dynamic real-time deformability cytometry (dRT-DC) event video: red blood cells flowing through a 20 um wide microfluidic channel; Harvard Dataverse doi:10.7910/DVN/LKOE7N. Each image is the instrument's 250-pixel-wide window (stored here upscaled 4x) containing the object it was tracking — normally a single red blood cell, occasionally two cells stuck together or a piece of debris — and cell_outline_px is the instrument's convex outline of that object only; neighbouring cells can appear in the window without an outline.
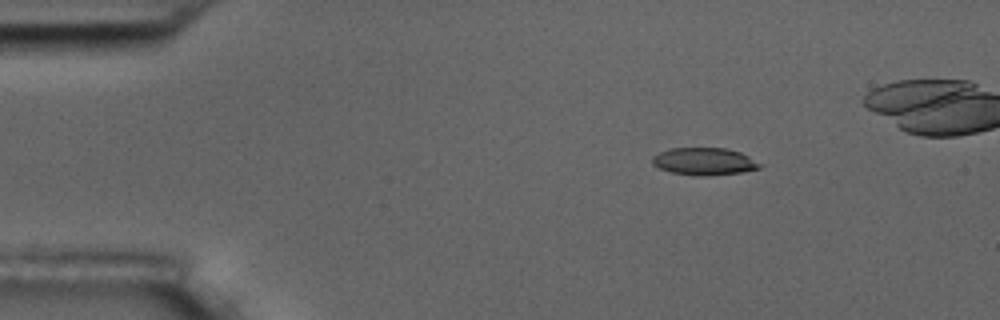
{"species": "common noctule bat (a hibernating species)", "species_latin": "Nyctalus noctula", "temperature_condition": "room temperature", "stored_images_in_passage": 5, "camera_frame_rate_fps": 3000, "um_per_image_px": 0.085, "animal": {"sex": "male", "body_mass_g": 17.5, "forearm_length_mm": 52.3}, "frame": {"image": 1, "passage_image": 2, "time_ms": 1.333, "image_size_px": [1000, 320], "cell_outline_px": [[764, 164], [760, 168], [740, 172], [708, 176], [692, 176], [672, 172], [660, 168], [652, 164], [652, 156], [660, 152], [672, 148], [728, 148], [740, 152]], "centroid_in_image_um": [59.88, 13.72], "position_along_channel_um": 25.1, "area_um2": 17.22}}